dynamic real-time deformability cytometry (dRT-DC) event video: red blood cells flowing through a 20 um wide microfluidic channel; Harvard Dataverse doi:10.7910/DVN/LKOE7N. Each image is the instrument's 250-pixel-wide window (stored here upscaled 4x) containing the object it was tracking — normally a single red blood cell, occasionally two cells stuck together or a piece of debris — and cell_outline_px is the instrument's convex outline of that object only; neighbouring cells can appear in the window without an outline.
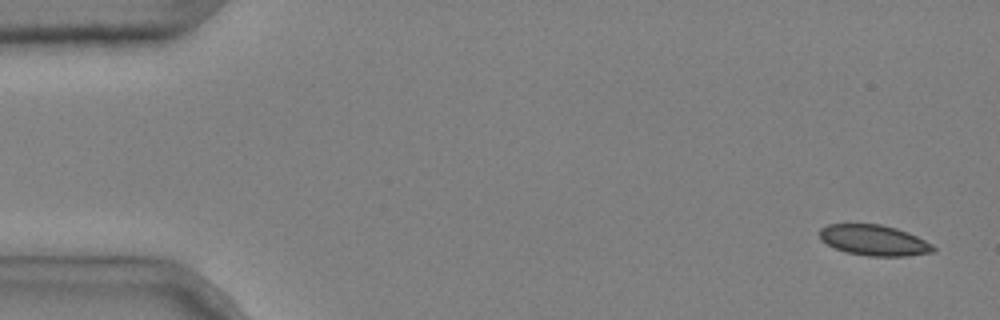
{"species": "common noctule bat (a hibernating species)", "species_latin": "Nyctalus noctula", "temperature_condition": "cold", "stored_images_in_passage": 6, "camera_frame_rate_fps": 3000, "um_per_image_px": 0.085, "animal": {"sex": "male", "body_mass_g": 20.4}, "frame": {"image": 1, "passage_image": 1, "time_ms": 0.0, "image_size_px": [1000, 320], "cell_outline_px": [[936, 252], [908, 256], [868, 256], [844, 252], [820, 240], [820, 228], [828, 224], [880, 224], [896, 228], [908, 232], [932, 244], [936, 248]], "centroid_in_image_um": [74.31, 20.43], "position_along_channel_um": 10.7, "area_um2": 20.4}}
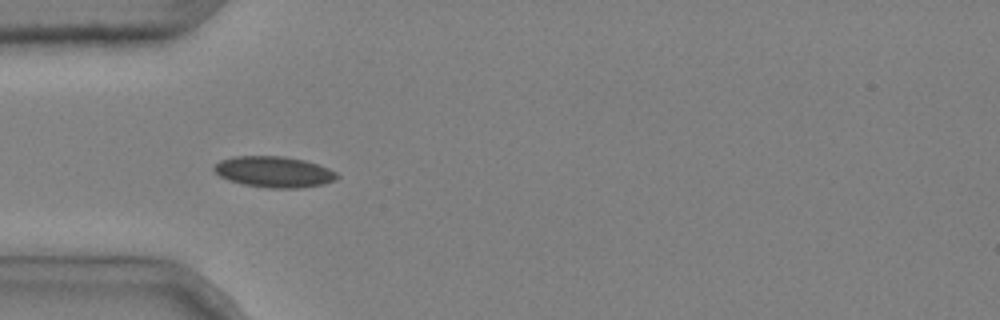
{"frame": {"image": 2, "passage_image": 5, "time_ms": 1.333, "image_size_px": [1000, 320], "cell_outline_px": [[340, 176], [336, 180], [324, 184], [300, 188], [268, 188], [240, 184], [228, 180], [220, 176], [212, 168], [220, 160], [232, 156], [284, 156], [304, 160], [328, 168], [336, 172]], "centroid_in_image_um": [23.28, 14.61], "position_along_channel_um": 61.7, "area_um2": 22.37}}